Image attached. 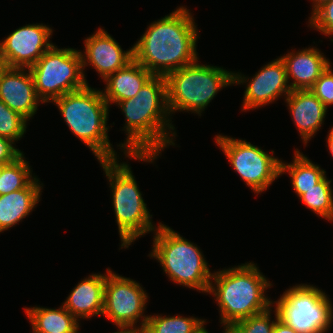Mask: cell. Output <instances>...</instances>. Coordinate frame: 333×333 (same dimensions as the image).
Listing matches in <instances>:
<instances>
[{"label": "cell", "mask_w": 333, "mask_h": 333, "mask_svg": "<svg viewBox=\"0 0 333 333\" xmlns=\"http://www.w3.org/2000/svg\"><path fill=\"white\" fill-rule=\"evenodd\" d=\"M53 29L43 23L26 24L0 41V61L6 67L30 68L48 51Z\"/></svg>", "instance_id": "cell-13"}, {"label": "cell", "mask_w": 333, "mask_h": 333, "mask_svg": "<svg viewBox=\"0 0 333 333\" xmlns=\"http://www.w3.org/2000/svg\"><path fill=\"white\" fill-rule=\"evenodd\" d=\"M4 65L1 63V61H0V70H1V68L3 67Z\"/></svg>", "instance_id": "cell-36"}, {"label": "cell", "mask_w": 333, "mask_h": 333, "mask_svg": "<svg viewBox=\"0 0 333 333\" xmlns=\"http://www.w3.org/2000/svg\"><path fill=\"white\" fill-rule=\"evenodd\" d=\"M273 305L267 310L240 320L225 329L227 333H273L275 321L279 318L278 312ZM272 311L275 319H271Z\"/></svg>", "instance_id": "cell-26"}, {"label": "cell", "mask_w": 333, "mask_h": 333, "mask_svg": "<svg viewBox=\"0 0 333 333\" xmlns=\"http://www.w3.org/2000/svg\"><path fill=\"white\" fill-rule=\"evenodd\" d=\"M196 62L166 76L169 113H201L223 88L234 86V71Z\"/></svg>", "instance_id": "cell-7"}, {"label": "cell", "mask_w": 333, "mask_h": 333, "mask_svg": "<svg viewBox=\"0 0 333 333\" xmlns=\"http://www.w3.org/2000/svg\"><path fill=\"white\" fill-rule=\"evenodd\" d=\"M43 187L36 176L25 188L0 195V233L15 227L34 211Z\"/></svg>", "instance_id": "cell-19"}, {"label": "cell", "mask_w": 333, "mask_h": 333, "mask_svg": "<svg viewBox=\"0 0 333 333\" xmlns=\"http://www.w3.org/2000/svg\"><path fill=\"white\" fill-rule=\"evenodd\" d=\"M285 103L305 147L324 124L328 108L310 89L291 91Z\"/></svg>", "instance_id": "cell-16"}, {"label": "cell", "mask_w": 333, "mask_h": 333, "mask_svg": "<svg viewBox=\"0 0 333 333\" xmlns=\"http://www.w3.org/2000/svg\"><path fill=\"white\" fill-rule=\"evenodd\" d=\"M24 153L13 163L2 165L0 195L25 188L35 177Z\"/></svg>", "instance_id": "cell-25"}, {"label": "cell", "mask_w": 333, "mask_h": 333, "mask_svg": "<svg viewBox=\"0 0 333 333\" xmlns=\"http://www.w3.org/2000/svg\"><path fill=\"white\" fill-rule=\"evenodd\" d=\"M308 26L327 36L333 43V0L319 6L309 17Z\"/></svg>", "instance_id": "cell-28"}, {"label": "cell", "mask_w": 333, "mask_h": 333, "mask_svg": "<svg viewBox=\"0 0 333 333\" xmlns=\"http://www.w3.org/2000/svg\"><path fill=\"white\" fill-rule=\"evenodd\" d=\"M152 76L144 66L133 59L124 68L103 80L105 82V89L101 90L103 97L109 107L119 101L135 97Z\"/></svg>", "instance_id": "cell-20"}, {"label": "cell", "mask_w": 333, "mask_h": 333, "mask_svg": "<svg viewBox=\"0 0 333 333\" xmlns=\"http://www.w3.org/2000/svg\"><path fill=\"white\" fill-rule=\"evenodd\" d=\"M64 122L98 161L117 160L119 154L110 143L108 132L109 106L101 89L86 85L52 101Z\"/></svg>", "instance_id": "cell-4"}, {"label": "cell", "mask_w": 333, "mask_h": 333, "mask_svg": "<svg viewBox=\"0 0 333 333\" xmlns=\"http://www.w3.org/2000/svg\"><path fill=\"white\" fill-rule=\"evenodd\" d=\"M32 333H80V321L63 305L59 308L24 307Z\"/></svg>", "instance_id": "cell-21"}, {"label": "cell", "mask_w": 333, "mask_h": 333, "mask_svg": "<svg viewBox=\"0 0 333 333\" xmlns=\"http://www.w3.org/2000/svg\"><path fill=\"white\" fill-rule=\"evenodd\" d=\"M310 91L328 108L333 106V68L330 64L316 80Z\"/></svg>", "instance_id": "cell-29"}, {"label": "cell", "mask_w": 333, "mask_h": 333, "mask_svg": "<svg viewBox=\"0 0 333 333\" xmlns=\"http://www.w3.org/2000/svg\"><path fill=\"white\" fill-rule=\"evenodd\" d=\"M14 144L10 139L0 136V166L13 163L24 153Z\"/></svg>", "instance_id": "cell-30"}, {"label": "cell", "mask_w": 333, "mask_h": 333, "mask_svg": "<svg viewBox=\"0 0 333 333\" xmlns=\"http://www.w3.org/2000/svg\"><path fill=\"white\" fill-rule=\"evenodd\" d=\"M1 171H2V166H0V178H1Z\"/></svg>", "instance_id": "cell-37"}, {"label": "cell", "mask_w": 333, "mask_h": 333, "mask_svg": "<svg viewBox=\"0 0 333 333\" xmlns=\"http://www.w3.org/2000/svg\"><path fill=\"white\" fill-rule=\"evenodd\" d=\"M271 283L254 262L214 271L208 294L218 305L223 329L272 306L266 294Z\"/></svg>", "instance_id": "cell-3"}, {"label": "cell", "mask_w": 333, "mask_h": 333, "mask_svg": "<svg viewBox=\"0 0 333 333\" xmlns=\"http://www.w3.org/2000/svg\"><path fill=\"white\" fill-rule=\"evenodd\" d=\"M116 332L112 333H148L145 326H122L117 327Z\"/></svg>", "instance_id": "cell-32"}, {"label": "cell", "mask_w": 333, "mask_h": 333, "mask_svg": "<svg viewBox=\"0 0 333 333\" xmlns=\"http://www.w3.org/2000/svg\"><path fill=\"white\" fill-rule=\"evenodd\" d=\"M273 307L279 319L299 333H326L333 324L331 299L311 284L290 286L273 301Z\"/></svg>", "instance_id": "cell-8"}, {"label": "cell", "mask_w": 333, "mask_h": 333, "mask_svg": "<svg viewBox=\"0 0 333 333\" xmlns=\"http://www.w3.org/2000/svg\"><path fill=\"white\" fill-rule=\"evenodd\" d=\"M280 57L285 63L287 80L292 91L310 89L332 64L316 46L293 50Z\"/></svg>", "instance_id": "cell-17"}, {"label": "cell", "mask_w": 333, "mask_h": 333, "mask_svg": "<svg viewBox=\"0 0 333 333\" xmlns=\"http://www.w3.org/2000/svg\"><path fill=\"white\" fill-rule=\"evenodd\" d=\"M120 160L99 161L109 184L115 221L121 240L119 249H126L138 238L153 233L158 226L142 197L131 166Z\"/></svg>", "instance_id": "cell-6"}, {"label": "cell", "mask_w": 333, "mask_h": 333, "mask_svg": "<svg viewBox=\"0 0 333 333\" xmlns=\"http://www.w3.org/2000/svg\"><path fill=\"white\" fill-rule=\"evenodd\" d=\"M332 179L325 176L320 182L306 190L299 199L318 217L333 222V189Z\"/></svg>", "instance_id": "cell-24"}, {"label": "cell", "mask_w": 333, "mask_h": 333, "mask_svg": "<svg viewBox=\"0 0 333 333\" xmlns=\"http://www.w3.org/2000/svg\"><path fill=\"white\" fill-rule=\"evenodd\" d=\"M215 145L221 149L235 173L256 195L267 191L280 177L281 159L251 144L245 139L215 135Z\"/></svg>", "instance_id": "cell-10"}, {"label": "cell", "mask_w": 333, "mask_h": 333, "mask_svg": "<svg viewBox=\"0 0 333 333\" xmlns=\"http://www.w3.org/2000/svg\"><path fill=\"white\" fill-rule=\"evenodd\" d=\"M28 121L17 112L11 110L0 100V136L13 141H20L26 133Z\"/></svg>", "instance_id": "cell-27"}, {"label": "cell", "mask_w": 333, "mask_h": 333, "mask_svg": "<svg viewBox=\"0 0 333 333\" xmlns=\"http://www.w3.org/2000/svg\"><path fill=\"white\" fill-rule=\"evenodd\" d=\"M0 100L27 121L36 114L39 105L43 104L36 94L34 81L28 68L6 66L1 68Z\"/></svg>", "instance_id": "cell-15"}, {"label": "cell", "mask_w": 333, "mask_h": 333, "mask_svg": "<svg viewBox=\"0 0 333 333\" xmlns=\"http://www.w3.org/2000/svg\"><path fill=\"white\" fill-rule=\"evenodd\" d=\"M204 333H210L208 330H206ZM222 333H227L224 329V331Z\"/></svg>", "instance_id": "cell-35"}, {"label": "cell", "mask_w": 333, "mask_h": 333, "mask_svg": "<svg viewBox=\"0 0 333 333\" xmlns=\"http://www.w3.org/2000/svg\"><path fill=\"white\" fill-rule=\"evenodd\" d=\"M206 320L180 314L176 316L153 314L148 316L145 328L148 333H204Z\"/></svg>", "instance_id": "cell-23"}, {"label": "cell", "mask_w": 333, "mask_h": 333, "mask_svg": "<svg viewBox=\"0 0 333 333\" xmlns=\"http://www.w3.org/2000/svg\"><path fill=\"white\" fill-rule=\"evenodd\" d=\"M148 298L139 282L111 270L106 276L102 316L116 327L145 326Z\"/></svg>", "instance_id": "cell-11"}, {"label": "cell", "mask_w": 333, "mask_h": 333, "mask_svg": "<svg viewBox=\"0 0 333 333\" xmlns=\"http://www.w3.org/2000/svg\"><path fill=\"white\" fill-rule=\"evenodd\" d=\"M248 77L241 72H234V85H246L241 105L242 112L269 106L280 97H284L285 100L292 91L287 80L286 66L281 57L266 63L252 78Z\"/></svg>", "instance_id": "cell-12"}, {"label": "cell", "mask_w": 333, "mask_h": 333, "mask_svg": "<svg viewBox=\"0 0 333 333\" xmlns=\"http://www.w3.org/2000/svg\"><path fill=\"white\" fill-rule=\"evenodd\" d=\"M273 333H299L291 326L284 323L281 319H277L274 324Z\"/></svg>", "instance_id": "cell-31"}, {"label": "cell", "mask_w": 333, "mask_h": 333, "mask_svg": "<svg viewBox=\"0 0 333 333\" xmlns=\"http://www.w3.org/2000/svg\"><path fill=\"white\" fill-rule=\"evenodd\" d=\"M29 70L36 94L44 104L87 85L80 50L74 48L54 44Z\"/></svg>", "instance_id": "cell-9"}, {"label": "cell", "mask_w": 333, "mask_h": 333, "mask_svg": "<svg viewBox=\"0 0 333 333\" xmlns=\"http://www.w3.org/2000/svg\"><path fill=\"white\" fill-rule=\"evenodd\" d=\"M82 56V69L85 81L86 67H92L105 80L109 75L124 68L133 60V47L123 50L119 43L105 30L99 27L94 34L84 40Z\"/></svg>", "instance_id": "cell-14"}, {"label": "cell", "mask_w": 333, "mask_h": 333, "mask_svg": "<svg viewBox=\"0 0 333 333\" xmlns=\"http://www.w3.org/2000/svg\"><path fill=\"white\" fill-rule=\"evenodd\" d=\"M176 10L150 23L133 47V59L152 75L167 76L170 72L199 60L196 49L199 30L191 10Z\"/></svg>", "instance_id": "cell-2"}, {"label": "cell", "mask_w": 333, "mask_h": 333, "mask_svg": "<svg viewBox=\"0 0 333 333\" xmlns=\"http://www.w3.org/2000/svg\"><path fill=\"white\" fill-rule=\"evenodd\" d=\"M152 234L149 256L160 263L167 277L174 284L208 294L213 272L200 247L162 222Z\"/></svg>", "instance_id": "cell-5"}, {"label": "cell", "mask_w": 333, "mask_h": 333, "mask_svg": "<svg viewBox=\"0 0 333 333\" xmlns=\"http://www.w3.org/2000/svg\"><path fill=\"white\" fill-rule=\"evenodd\" d=\"M312 2V11L311 14L322 4H324L325 2H328L330 0H310Z\"/></svg>", "instance_id": "cell-34"}, {"label": "cell", "mask_w": 333, "mask_h": 333, "mask_svg": "<svg viewBox=\"0 0 333 333\" xmlns=\"http://www.w3.org/2000/svg\"><path fill=\"white\" fill-rule=\"evenodd\" d=\"M111 271L92 273L71 290L62 305L79 321L93 316H102L104 309V288L106 276Z\"/></svg>", "instance_id": "cell-18"}, {"label": "cell", "mask_w": 333, "mask_h": 333, "mask_svg": "<svg viewBox=\"0 0 333 333\" xmlns=\"http://www.w3.org/2000/svg\"><path fill=\"white\" fill-rule=\"evenodd\" d=\"M116 106L125 116L127 137L117 144L125 158L154 163L165 148L175 146L177 133L167 106L165 76L153 75L135 97Z\"/></svg>", "instance_id": "cell-1"}, {"label": "cell", "mask_w": 333, "mask_h": 333, "mask_svg": "<svg viewBox=\"0 0 333 333\" xmlns=\"http://www.w3.org/2000/svg\"><path fill=\"white\" fill-rule=\"evenodd\" d=\"M285 173H288L292 188L298 198L326 176L324 169L318 164L313 163L312 160L297 148L294 150L291 163L281 160L280 176Z\"/></svg>", "instance_id": "cell-22"}, {"label": "cell", "mask_w": 333, "mask_h": 333, "mask_svg": "<svg viewBox=\"0 0 333 333\" xmlns=\"http://www.w3.org/2000/svg\"><path fill=\"white\" fill-rule=\"evenodd\" d=\"M328 135L326 137V146L328 147L329 154L333 157V126L329 128Z\"/></svg>", "instance_id": "cell-33"}]
</instances>
